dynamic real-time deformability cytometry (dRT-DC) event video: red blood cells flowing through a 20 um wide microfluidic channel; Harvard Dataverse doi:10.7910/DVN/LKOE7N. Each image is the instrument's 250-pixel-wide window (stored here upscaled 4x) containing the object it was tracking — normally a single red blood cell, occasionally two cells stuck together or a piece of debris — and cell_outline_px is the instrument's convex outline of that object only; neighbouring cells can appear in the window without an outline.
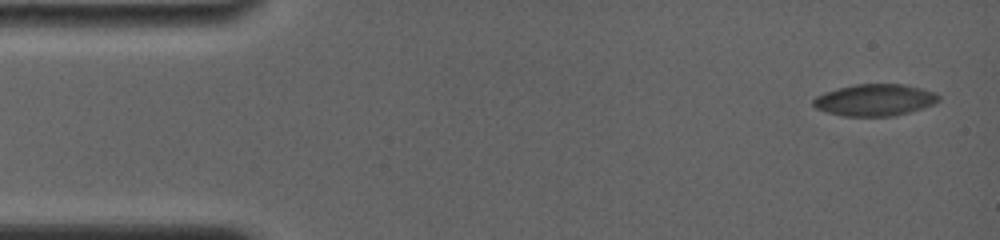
{"species": "common noctule bat (a hibernating species)", "species_latin": "Nyctalus noctula", "temperature_condition": "room temperature", "stored_images_in_passage": 7, "camera_frame_rate_fps": 4000, "um_per_image_px": 0.085, "animal": {"sex": "female", "body_mass_g": 19.0, "forearm_length_mm": 56.7}, "frame": {"image": 1, "passage_image": 1, "time_ms": 0.0, "image_size_px": [1000, 240], "cell_outline_px": [[940, 100], [932, 104], [908, 112], [892, 116], [844, 116], [828, 112], [816, 108], [812, 104], [812, 100], [816, 96], [824, 92], [856, 84], [904, 84], [936, 92], [940, 96]], "centroid_in_image_um": [74.35, 8.49], "position_along_channel_um": 10.7, "area_um2": 23.0}}
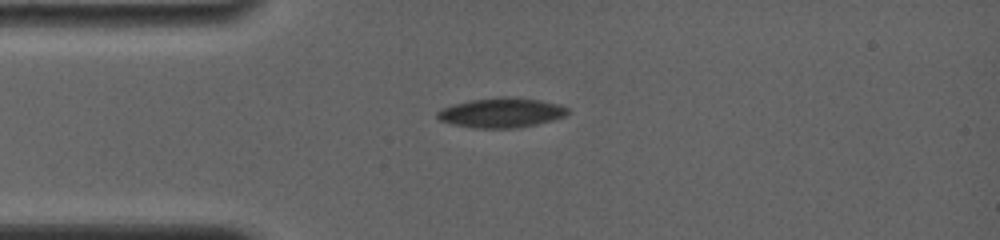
{"frame": {"image": 2, "passage_image": 6, "time_ms": 3.5, "image_size_px": [1000, 240], "cell_outline_px": [[568, 112], [564, 116], [552, 120], [536, 124], [516, 128], [472, 128], [452, 124], [440, 120], [436, 116], [436, 112], [452, 104], [472, 100], [500, 96], [508, 96], [540, 100], [560, 104], [568, 108]], "centroid_in_image_um": [42.6, 9.57], "position_along_channel_um": 42.4, "area_um2": 22.6}}